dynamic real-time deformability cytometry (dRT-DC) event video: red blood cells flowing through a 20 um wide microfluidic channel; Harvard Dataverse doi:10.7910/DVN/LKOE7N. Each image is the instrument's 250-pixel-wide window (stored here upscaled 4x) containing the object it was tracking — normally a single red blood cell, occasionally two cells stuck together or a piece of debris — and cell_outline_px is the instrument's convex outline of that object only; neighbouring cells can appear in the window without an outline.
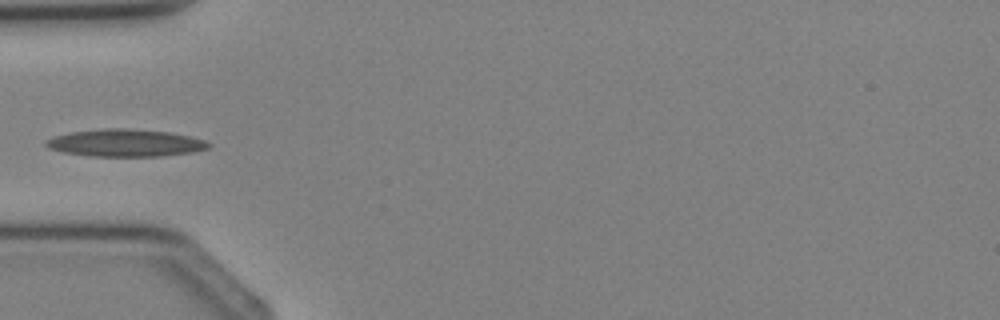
{"species": "Egyptian fruit bat (a non-hibernating species)", "species_latin": "Rousettus aegyptiacus", "temperature_condition": "cold", "stored_images_in_passage": 2, "camera_frame_rate_fps": 3000, "um_per_image_px": 0.085, "animal": {"sex": "female"}, "frame": {"image": 1, "passage_image": 2, "time_ms": 1.0, "image_size_px": [1000, 320], "cell_outline_px": [[212, 144], [208, 148], [192, 152], [160, 156], [88, 156], [64, 152], [48, 148], [44, 144], [44, 140], [52, 136], [72, 132], [104, 128], [124, 128], [168, 132], [192, 136], [204, 140]], "centroid_in_image_um": [10.63, 12.14], "position_along_channel_um": 74.4, "area_um2": 25.95}}